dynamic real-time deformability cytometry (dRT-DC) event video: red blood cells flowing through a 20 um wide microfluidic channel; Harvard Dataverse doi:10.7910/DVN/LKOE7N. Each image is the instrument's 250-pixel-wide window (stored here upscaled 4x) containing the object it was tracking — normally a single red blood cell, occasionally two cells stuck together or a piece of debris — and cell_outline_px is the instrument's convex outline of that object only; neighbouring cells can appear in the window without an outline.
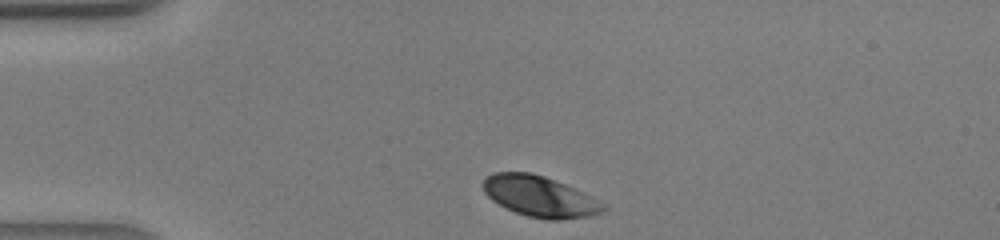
{"species": "human", "species_latin": "Homo sapiens", "temperature_condition": "warm", "stored_images_in_passage": 26, "camera_frame_rate_fps": 3000, "um_per_image_px": 0.085, "donor": {"sex": "male"}, "frame": {"image": 1, "passage_image": 1, "time_ms": 0.0, "image_size_px": [1000, 240], "cell_outline_px": [[608, 208], [600, 212], [588, 216], [560, 220], [544, 220], [528, 216], [516, 212], [492, 200], [484, 192], [480, 184], [492, 172], [532, 172], [544, 176], [576, 188], [584, 192], [604, 204]], "centroid_in_image_um": [45.87, 16.69], "position_along_channel_um": 39.1, "area_um2": 28.61}}
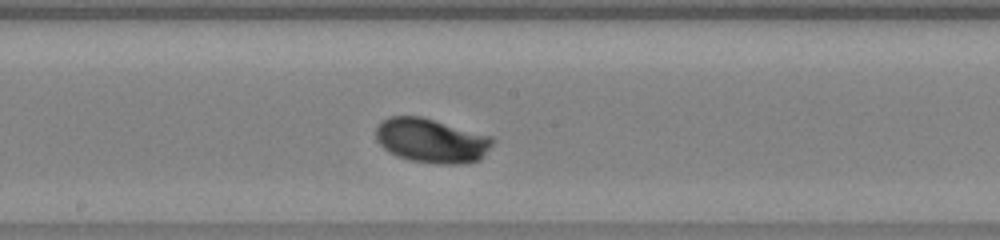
{"frame": {"image": 2, "passage_image": 14, "time_ms": 4.333, "image_size_px": [1000, 240], "cell_outline_px": [[492, 144], [484, 156], [480, 160], [464, 164], [440, 164], [412, 160], [396, 156], [384, 148], [376, 140], [376, 128], [388, 116], [420, 116], [492, 136]], "centroid_in_image_um": [36.68, 11.96], "position_along_channel_um": 211.5, "area_um2": 30.0}}
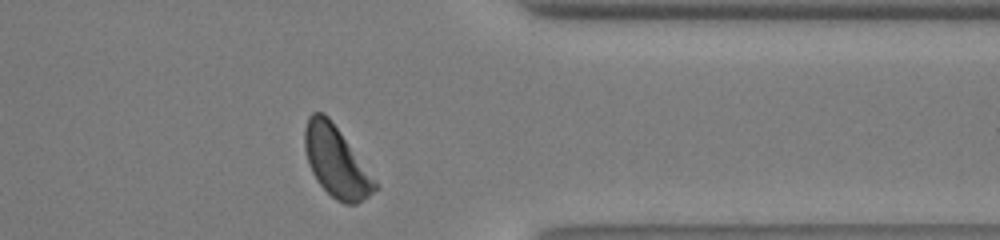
{"frame": {"image": 3, "passage_image": 25, "time_ms": 8.0, "image_size_px": [1000, 240], "cell_outline_px": [[380, 188], [364, 200], [356, 204], [344, 204], [336, 200], [316, 180], [312, 172], [304, 148], [304, 128], [308, 116], [312, 112], [324, 112], [328, 116], [376, 180]], "centroid_in_image_um": [28.58, 13.75], "position_along_channel_um": 382.8, "area_um2": 28.78}}